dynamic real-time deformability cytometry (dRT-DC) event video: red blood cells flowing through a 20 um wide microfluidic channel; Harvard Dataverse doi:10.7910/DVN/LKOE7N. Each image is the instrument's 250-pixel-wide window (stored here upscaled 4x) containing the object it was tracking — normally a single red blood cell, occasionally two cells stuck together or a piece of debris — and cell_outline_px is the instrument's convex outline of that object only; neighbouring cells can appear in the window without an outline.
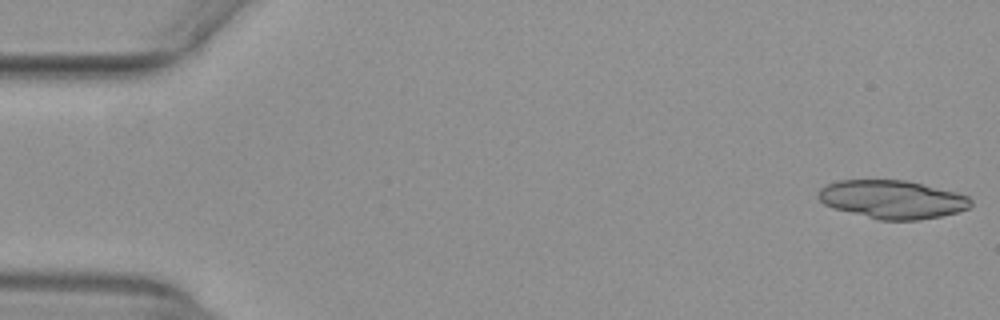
{"species": "common noctule bat (a hibernating species)", "species_latin": "Nyctalus noctula", "temperature_condition": "warm", "stored_images_in_passage": 51, "camera_frame_rate_fps": 3000, "um_per_image_px": 0.085, "animal": {"sex": "female", "body_mass_g": 29.2, "forearm_length_mm": 56.3}, "frame": {"image": 1, "passage_image": 1, "time_ms": 0.0, "image_size_px": [1000, 320], "cell_outline_px": [[972, 204], [968, 208], [956, 212], [940, 216], [920, 220], [880, 220], [832, 208], [824, 204], [816, 196], [820, 188], [824, 184], [836, 180], [908, 180], [956, 192], [968, 196], [972, 200]], "centroid_in_image_um": [75.81, 16.94], "position_along_channel_um": 9.2, "area_um2": 34.28}}
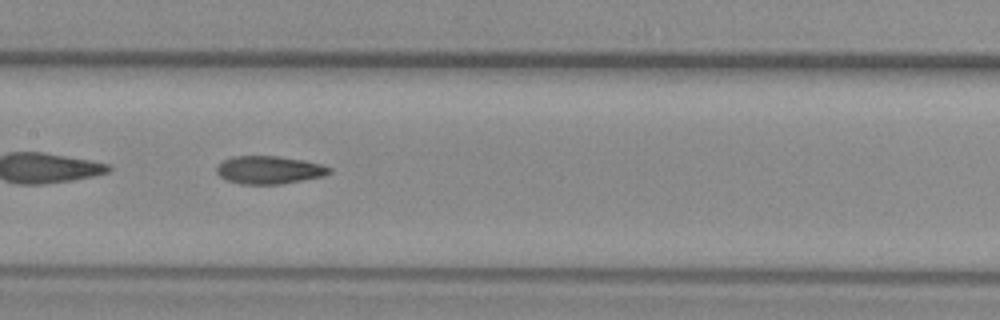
{"frame": {"image": 2, "passage_image": 26, "time_ms": 8.333, "image_size_px": [1000, 320], "cell_outline_px": [[332, 172], [324, 176], [280, 184], [240, 184], [228, 180], [220, 176], [216, 172], [216, 168], [224, 160], [232, 156], [276, 156], [304, 160], [320, 164], [332, 168]], "centroid_in_image_um": [22.89, 14.44], "position_along_channel_um": 184.5, "area_um2": 18.26}}
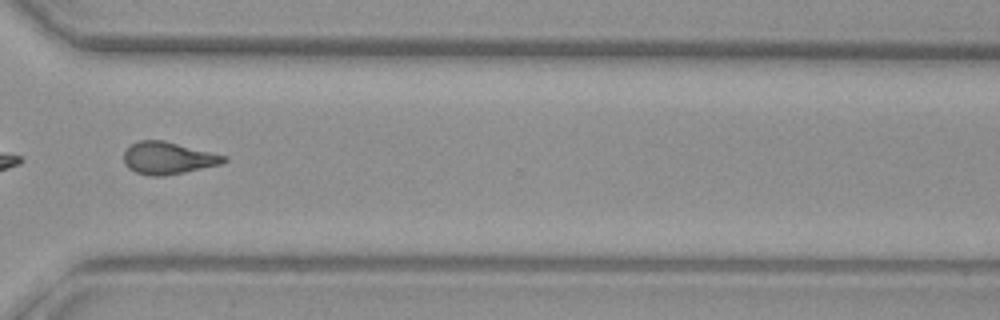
{"frame": {"image": 3, "passage_image": 39, "time_ms": 12.667, "image_size_px": [1000, 320], "cell_outline_px": [[228, 160], [220, 164], [184, 172], [164, 176], [148, 176], [136, 172], [128, 168], [124, 164], [124, 152], [132, 144], [140, 140], [164, 140], [228, 156]], "centroid_in_image_um": [14.28, 13.44], "position_along_channel_um": 356.3, "area_um2": 18.79}, "authors_computed_cell_mechanics": {"area_um2": 18.8428, "velocity_mm_per_s": 3.9662, "shape_relaxation_time_tau1_ms": null, "shape_relaxation_time_tau2_ms": 2.6914, "deformation_change_tau1": null, "deformation_change_tau2": 0.1123}}